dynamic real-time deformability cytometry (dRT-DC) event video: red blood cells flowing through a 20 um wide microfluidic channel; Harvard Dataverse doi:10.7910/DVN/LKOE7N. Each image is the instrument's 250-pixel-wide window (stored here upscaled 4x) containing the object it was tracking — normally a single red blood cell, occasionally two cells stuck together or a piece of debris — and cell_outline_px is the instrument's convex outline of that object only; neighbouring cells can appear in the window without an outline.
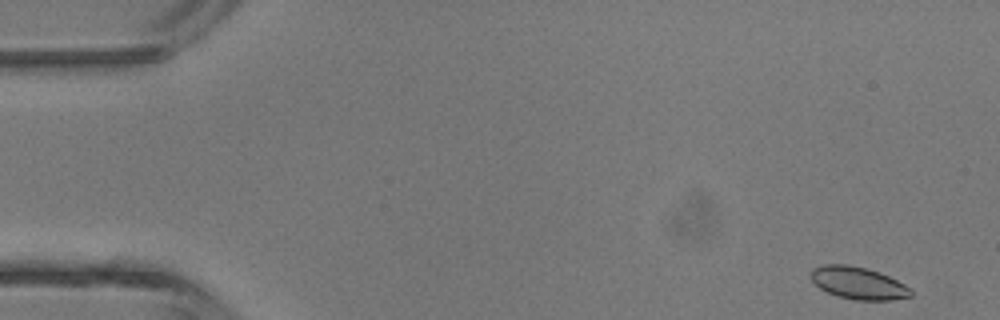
{"species": "common noctule bat (a hibernating species)", "species_latin": "Nyctalus noctula", "temperature_condition": "room temperature", "stored_images_in_passage": 4, "camera_frame_rate_fps": 3000, "um_per_image_px": 0.085, "animal": {"sex": "male", "body_mass_g": 13.3}, "frame": {"image": 1, "passage_image": 1, "time_ms": 0.0, "image_size_px": [1000, 320], "cell_outline_px": [[912, 296], [892, 300], [856, 300], [836, 296], [820, 288], [812, 280], [812, 268], [824, 264], [848, 264], [868, 268], [880, 272], [912, 288]], "centroid_in_image_um": [72.98, 24.05], "position_along_channel_um": 12.0, "area_um2": 18.9}}